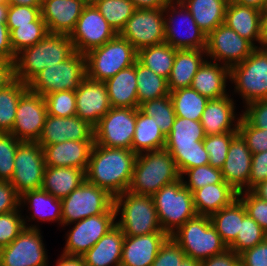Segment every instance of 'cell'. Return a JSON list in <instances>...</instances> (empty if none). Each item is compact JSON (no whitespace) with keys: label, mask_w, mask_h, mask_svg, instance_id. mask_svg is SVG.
I'll use <instances>...</instances> for the list:
<instances>
[{"label":"cell","mask_w":267,"mask_h":266,"mask_svg":"<svg viewBox=\"0 0 267 266\" xmlns=\"http://www.w3.org/2000/svg\"><path fill=\"white\" fill-rule=\"evenodd\" d=\"M136 157L132 150L94 143L85 172L86 180L116 197L128 191Z\"/></svg>","instance_id":"6da1fadb"},{"label":"cell","mask_w":267,"mask_h":266,"mask_svg":"<svg viewBox=\"0 0 267 266\" xmlns=\"http://www.w3.org/2000/svg\"><path fill=\"white\" fill-rule=\"evenodd\" d=\"M74 51L69 35L48 33L37 44L16 54L15 79L28 84L43 69L66 60Z\"/></svg>","instance_id":"7a4b0ae2"},{"label":"cell","mask_w":267,"mask_h":266,"mask_svg":"<svg viewBox=\"0 0 267 266\" xmlns=\"http://www.w3.org/2000/svg\"><path fill=\"white\" fill-rule=\"evenodd\" d=\"M171 154L164 148L137 154L128 191L153 196L163 186L180 179Z\"/></svg>","instance_id":"3957f363"},{"label":"cell","mask_w":267,"mask_h":266,"mask_svg":"<svg viewBox=\"0 0 267 266\" xmlns=\"http://www.w3.org/2000/svg\"><path fill=\"white\" fill-rule=\"evenodd\" d=\"M114 208L116 216L121 212V218L116 221V225L125 236L165 233L159 222L152 196L126 191L114 197Z\"/></svg>","instance_id":"277c9868"},{"label":"cell","mask_w":267,"mask_h":266,"mask_svg":"<svg viewBox=\"0 0 267 266\" xmlns=\"http://www.w3.org/2000/svg\"><path fill=\"white\" fill-rule=\"evenodd\" d=\"M187 257L203 261L228 249L212 225L210 216L196 215L170 236Z\"/></svg>","instance_id":"5b68a950"},{"label":"cell","mask_w":267,"mask_h":266,"mask_svg":"<svg viewBox=\"0 0 267 266\" xmlns=\"http://www.w3.org/2000/svg\"><path fill=\"white\" fill-rule=\"evenodd\" d=\"M152 198L162 230L169 237L197 215L193 194L184 185L182 177L160 188Z\"/></svg>","instance_id":"8992f818"},{"label":"cell","mask_w":267,"mask_h":266,"mask_svg":"<svg viewBox=\"0 0 267 266\" xmlns=\"http://www.w3.org/2000/svg\"><path fill=\"white\" fill-rule=\"evenodd\" d=\"M85 57L86 76L95 81L105 82L120 70L135 64L138 51L118 34L104 45L88 51Z\"/></svg>","instance_id":"52a82bcc"},{"label":"cell","mask_w":267,"mask_h":266,"mask_svg":"<svg viewBox=\"0 0 267 266\" xmlns=\"http://www.w3.org/2000/svg\"><path fill=\"white\" fill-rule=\"evenodd\" d=\"M85 77V54L74 51L66 60L39 72L28 83V89L43 97L53 92L75 91Z\"/></svg>","instance_id":"ba28073f"},{"label":"cell","mask_w":267,"mask_h":266,"mask_svg":"<svg viewBox=\"0 0 267 266\" xmlns=\"http://www.w3.org/2000/svg\"><path fill=\"white\" fill-rule=\"evenodd\" d=\"M229 80L244 103L267 99V46L255 48L243 62L233 65Z\"/></svg>","instance_id":"9c48e42d"},{"label":"cell","mask_w":267,"mask_h":266,"mask_svg":"<svg viewBox=\"0 0 267 266\" xmlns=\"http://www.w3.org/2000/svg\"><path fill=\"white\" fill-rule=\"evenodd\" d=\"M61 201L63 227L89 216L116 213L114 197L87 180Z\"/></svg>","instance_id":"30bf717a"},{"label":"cell","mask_w":267,"mask_h":266,"mask_svg":"<svg viewBox=\"0 0 267 266\" xmlns=\"http://www.w3.org/2000/svg\"><path fill=\"white\" fill-rule=\"evenodd\" d=\"M136 127V108L112 107L94 128V142L109 148L131 150Z\"/></svg>","instance_id":"8fae6325"},{"label":"cell","mask_w":267,"mask_h":266,"mask_svg":"<svg viewBox=\"0 0 267 266\" xmlns=\"http://www.w3.org/2000/svg\"><path fill=\"white\" fill-rule=\"evenodd\" d=\"M43 148L37 142H21L14 158L11 185L19 196L27 191L41 189L45 172Z\"/></svg>","instance_id":"7c38bea8"},{"label":"cell","mask_w":267,"mask_h":266,"mask_svg":"<svg viewBox=\"0 0 267 266\" xmlns=\"http://www.w3.org/2000/svg\"><path fill=\"white\" fill-rule=\"evenodd\" d=\"M26 226L8 245L0 248V266H48L40 229Z\"/></svg>","instance_id":"4fadbf2b"},{"label":"cell","mask_w":267,"mask_h":266,"mask_svg":"<svg viewBox=\"0 0 267 266\" xmlns=\"http://www.w3.org/2000/svg\"><path fill=\"white\" fill-rule=\"evenodd\" d=\"M164 9H135L119 35L139 51L165 42Z\"/></svg>","instance_id":"5bb4252c"},{"label":"cell","mask_w":267,"mask_h":266,"mask_svg":"<svg viewBox=\"0 0 267 266\" xmlns=\"http://www.w3.org/2000/svg\"><path fill=\"white\" fill-rule=\"evenodd\" d=\"M164 13H167V16H164L165 42L167 44L176 49H206L207 35L198 27L191 13L180 0H172L164 8ZM177 15L178 17H181L180 20H182L183 22H176V20L179 19H176ZM180 23L183 25V28H185L183 30L184 34L182 31L184 37L182 36V34L180 35L181 31L179 32V30H177V26ZM184 25H186L187 27Z\"/></svg>","instance_id":"9a60e30c"},{"label":"cell","mask_w":267,"mask_h":266,"mask_svg":"<svg viewBox=\"0 0 267 266\" xmlns=\"http://www.w3.org/2000/svg\"><path fill=\"white\" fill-rule=\"evenodd\" d=\"M118 33L108 24L95 5L85 6L75 28L69 35L76 52L86 54L104 45Z\"/></svg>","instance_id":"2e32d148"},{"label":"cell","mask_w":267,"mask_h":266,"mask_svg":"<svg viewBox=\"0 0 267 266\" xmlns=\"http://www.w3.org/2000/svg\"><path fill=\"white\" fill-rule=\"evenodd\" d=\"M255 49L245 38L225 23L216 27L207 35L206 57L231 68L243 62Z\"/></svg>","instance_id":"e0dca14e"},{"label":"cell","mask_w":267,"mask_h":266,"mask_svg":"<svg viewBox=\"0 0 267 266\" xmlns=\"http://www.w3.org/2000/svg\"><path fill=\"white\" fill-rule=\"evenodd\" d=\"M47 114L44 97L28 89L19 100L11 134L21 142H38Z\"/></svg>","instance_id":"ac0fdd59"},{"label":"cell","mask_w":267,"mask_h":266,"mask_svg":"<svg viewBox=\"0 0 267 266\" xmlns=\"http://www.w3.org/2000/svg\"><path fill=\"white\" fill-rule=\"evenodd\" d=\"M116 217V213H103L74 222L75 226L67 234L63 254L83 256L116 225Z\"/></svg>","instance_id":"d6986e66"},{"label":"cell","mask_w":267,"mask_h":266,"mask_svg":"<svg viewBox=\"0 0 267 266\" xmlns=\"http://www.w3.org/2000/svg\"><path fill=\"white\" fill-rule=\"evenodd\" d=\"M71 140L94 141L93 126L77 115L57 117L47 114L41 136L37 143L44 148L47 145Z\"/></svg>","instance_id":"ffe728a7"},{"label":"cell","mask_w":267,"mask_h":266,"mask_svg":"<svg viewBox=\"0 0 267 266\" xmlns=\"http://www.w3.org/2000/svg\"><path fill=\"white\" fill-rule=\"evenodd\" d=\"M76 115L95 126L112 108L105 82L95 81L87 76L75 90Z\"/></svg>","instance_id":"44dd1931"},{"label":"cell","mask_w":267,"mask_h":266,"mask_svg":"<svg viewBox=\"0 0 267 266\" xmlns=\"http://www.w3.org/2000/svg\"><path fill=\"white\" fill-rule=\"evenodd\" d=\"M252 152L237 133L231 140L225 163L221 168L223 180L238 193L248 191Z\"/></svg>","instance_id":"7402d4cb"},{"label":"cell","mask_w":267,"mask_h":266,"mask_svg":"<svg viewBox=\"0 0 267 266\" xmlns=\"http://www.w3.org/2000/svg\"><path fill=\"white\" fill-rule=\"evenodd\" d=\"M85 6L81 0H42L41 17L49 33L70 35Z\"/></svg>","instance_id":"603a6c76"},{"label":"cell","mask_w":267,"mask_h":266,"mask_svg":"<svg viewBox=\"0 0 267 266\" xmlns=\"http://www.w3.org/2000/svg\"><path fill=\"white\" fill-rule=\"evenodd\" d=\"M234 105L235 103L229 95L217 99H209L200 119L205 136L238 132L242 114H240V117L235 118L237 115L234 112Z\"/></svg>","instance_id":"cb8c5ba5"},{"label":"cell","mask_w":267,"mask_h":266,"mask_svg":"<svg viewBox=\"0 0 267 266\" xmlns=\"http://www.w3.org/2000/svg\"><path fill=\"white\" fill-rule=\"evenodd\" d=\"M168 238L166 233L125 236L120 266H151Z\"/></svg>","instance_id":"d4e9b609"},{"label":"cell","mask_w":267,"mask_h":266,"mask_svg":"<svg viewBox=\"0 0 267 266\" xmlns=\"http://www.w3.org/2000/svg\"><path fill=\"white\" fill-rule=\"evenodd\" d=\"M94 141H64L43 148L45 164L50 167H74L86 172Z\"/></svg>","instance_id":"484cf974"},{"label":"cell","mask_w":267,"mask_h":266,"mask_svg":"<svg viewBox=\"0 0 267 266\" xmlns=\"http://www.w3.org/2000/svg\"><path fill=\"white\" fill-rule=\"evenodd\" d=\"M227 79H230L229 67L205 60L194 75L190 87L208 99H217L228 95Z\"/></svg>","instance_id":"4316f807"},{"label":"cell","mask_w":267,"mask_h":266,"mask_svg":"<svg viewBox=\"0 0 267 266\" xmlns=\"http://www.w3.org/2000/svg\"><path fill=\"white\" fill-rule=\"evenodd\" d=\"M125 235L115 225L82 257L86 266H120Z\"/></svg>","instance_id":"83f0119b"},{"label":"cell","mask_w":267,"mask_h":266,"mask_svg":"<svg viewBox=\"0 0 267 266\" xmlns=\"http://www.w3.org/2000/svg\"><path fill=\"white\" fill-rule=\"evenodd\" d=\"M231 29L236 31L242 38L248 40L255 48V42L262 47L260 31V10L248 6L228 3L225 10V22Z\"/></svg>","instance_id":"f1b7e54d"},{"label":"cell","mask_w":267,"mask_h":266,"mask_svg":"<svg viewBox=\"0 0 267 266\" xmlns=\"http://www.w3.org/2000/svg\"><path fill=\"white\" fill-rule=\"evenodd\" d=\"M204 55H206L205 49L176 50L172 71L168 79L170 92L191 86L194 75L206 60L203 59Z\"/></svg>","instance_id":"f546056e"},{"label":"cell","mask_w":267,"mask_h":266,"mask_svg":"<svg viewBox=\"0 0 267 266\" xmlns=\"http://www.w3.org/2000/svg\"><path fill=\"white\" fill-rule=\"evenodd\" d=\"M192 194L197 214L206 216H211L238 198V192L225 181L206 185Z\"/></svg>","instance_id":"4dcf8cb0"},{"label":"cell","mask_w":267,"mask_h":266,"mask_svg":"<svg viewBox=\"0 0 267 266\" xmlns=\"http://www.w3.org/2000/svg\"><path fill=\"white\" fill-rule=\"evenodd\" d=\"M135 64L105 81L111 107L138 108Z\"/></svg>","instance_id":"1f68e13d"},{"label":"cell","mask_w":267,"mask_h":266,"mask_svg":"<svg viewBox=\"0 0 267 266\" xmlns=\"http://www.w3.org/2000/svg\"><path fill=\"white\" fill-rule=\"evenodd\" d=\"M85 180V171L82 169L46 166L41 189L62 200Z\"/></svg>","instance_id":"d6a6232c"},{"label":"cell","mask_w":267,"mask_h":266,"mask_svg":"<svg viewBox=\"0 0 267 266\" xmlns=\"http://www.w3.org/2000/svg\"><path fill=\"white\" fill-rule=\"evenodd\" d=\"M165 145L166 136L160 130L155 119L136 108V127L131 150L136 154H140L164 149Z\"/></svg>","instance_id":"836d02e7"},{"label":"cell","mask_w":267,"mask_h":266,"mask_svg":"<svg viewBox=\"0 0 267 266\" xmlns=\"http://www.w3.org/2000/svg\"><path fill=\"white\" fill-rule=\"evenodd\" d=\"M189 10L198 27L208 35L225 22L227 3L224 0H180Z\"/></svg>","instance_id":"e575fe53"},{"label":"cell","mask_w":267,"mask_h":266,"mask_svg":"<svg viewBox=\"0 0 267 266\" xmlns=\"http://www.w3.org/2000/svg\"><path fill=\"white\" fill-rule=\"evenodd\" d=\"M23 203L30 205L28 210H33L32 218L27 221L40 219L43 222L56 221L59 225L62 223V201L50 193L42 189L27 191L20 196V205Z\"/></svg>","instance_id":"d590c367"},{"label":"cell","mask_w":267,"mask_h":266,"mask_svg":"<svg viewBox=\"0 0 267 266\" xmlns=\"http://www.w3.org/2000/svg\"><path fill=\"white\" fill-rule=\"evenodd\" d=\"M247 215L242 201L237 198L230 205L223 207L210 216L212 225L227 247L236 239L241 221Z\"/></svg>","instance_id":"8d00e7d4"},{"label":"cell","mask_w":267,"mask_h":266,"mask_svg":"<svg viewBox=\"0 0 267 266\" xmlns=\"http://www.w3.org/2000/svg\"><path fill=\"white\" fill-rule=\"evenodd\" d=\"M205 133L200 121L177 117L171 132L166 136L165 149L199 148V141H203Z\"/></svg>","instance_id":"74e56055"},{"label":"cell","mask_w":267,"mask_h":266,"mask_svg":"<svg viewBox=\"0 0 267 266\" xmlns=\"http://www.w3.org/2000/svg\"><path fill=\"white\" fill-rule=\"evenodd\" d=\"M176 48L166 42L148 46L138 51L137 60L157 75L169 79L172 71Z\"/></svg>","instance_id":"f35d334b"},{"label":"cell","mask_w":267,"mask_h":266,"mask_svg":"<svg viewBox=\"0 0 267 266\" xmlns=\"http://www.w3.org/2000/svg\"><path fill=\"white\" fill-rule=\"evenodd\" d=\"M138 108L148 100L165 97L170 94L168 80L146 68L138 60L135 62Z\"/></svg>","instance_id":"ab89813d"},{"label":"cell","mask_w":267,"mask_h":266,"mask_svg":"<svg viewBox=\"0 0 267 266\" xmlns=\"http://www.w3.org/2000/svg\"><path fill=\"white\" fill-rule=\"evenodd\" d=\"M174 111L177 117L200 121L209 99L191 87L170 92Z\"/></svg>","instance_id":"60d3db41"},{"label":"cell","mask_w":267,"mask_h":266,"mask_svg":"<svg viewBox=\"0 0 267 266\" xmlns=\"http://www.w3.org/2000/svg\"><path fill=\"white\" fill-rule=\"evenodd\" d=\"M27 90L28 84L15 79L0 91V133H11L19 100Z\"/></svg>","instance_id":"b9f144b4"},{"label":"cell","mask_w":267,"mask_h":266,"mask_svg":"<svg viewBox=\"0 0 267 266\" xmlns=\"http://www.w3.org/2000/svg\"><path fill=\"white\" fill-rule=\"evenodd\" d=\"M95 7L118 34L135 11L130 0H99Z\"/></svg>","instance_id":"7bdbcfd3"},{"label":"cell","mask_w":267,"mask_h":266,"mask_svg":"<svg viewBox=\"0 0 267 266\" xmlns=\"http://www.w3.org/2000/svg\"><path fill=\"white\" fill-rule=\"evenodd\" d=\"M139 109L147 116L155 119V122L165 136L171 132L176 114L170 95L148 100L142 103Z\"/></svg>","instance_id":"ee69618b"},{"label":"cell","mask_w":267,"mask_h":266,"mask_svg":"<svg viewBox=\"0 0 267 266\" xmlns=\"http://www.w3.org/2000/svg\"><path fill=\"white\" fill-rule=\"evenodd\" d=\"M48 33L46 23L41 16L31 22V25L14 28L10 32V44L13 52L17 54L20 50L37 44Z\"/></svg>","instance_id":"f6af8a7d"},{"label":"cell","mask_w":267,"mask_h":266,"mask_svg":"<svg viewBox=\"0 0 267 266\" xmlns=\"http://www.w3.org/2000/svg\"><path fill=\"white\" fill-rule=\"evenodd\" d=\"M266 238L267 232L247 214L241 221L240 231L236 239L228 248L240 255L245 250L261 243Z\"/></svg>","instance_id":"bcb514c9"},{"label":"cell","mask_w":267,"mask_h":266,"mask_svg":"<svg viewBox=\"0 0 267 266\" xmlns=\"http://www.w3.org/2000/svg\"><path fill=\"white\" fill-rule=\"evenodd\" d=\"M237 133L238 132H227L205 136L203 145L208 152L210 166L219 169L223 167L231 140Z\"/></svg>","instance_id":"7dc6e473"},{"label":"cell","mask_w":267,"mask_h":266,"mask_svg":"<svg viewBox=\"0 0 267 266\" xmlns=\"http://www.w3.org/2000/svg\"><path fill=\"white\" fill-rule=\"evenodd\" d=\"M175 160L181 176L189 169L209 164L208 152L205 150L203 141H199V148L189 149H166Z\"/></svg>","instance_id":"c3c4849f"},{"label":"cell","mask_w":267,"mask_h":266,"mask_svg":"<svg viewBox=\"0 0 267 266\" xmlns=\"http://www.w3.org/2000/svg\"><path fill=\"white\" fill-rule=\"evenodd\" d=\"M44 99L49 115L57 117H71L76 115L75 91L53 92L45 95Z\"/></svg>","instance_id":"681fc988"},{"label":"cell","mask_w":267,"mask_h":266,"mask_svg":"<svg viewBox=\"0 0 267 266\" xmlns=\"http://www.w3.org/2000/svg\"><path fill=\"white\" fill-rule=\"evenodd\" d=\"M188 175V181L183 178L184 185L193 192L194 190L205 187L209 184L222 183L223 177L221 169L210 166L209 164L187 169L183 175Z\"/></svg>","instance_id":"f907efd6"},{"label":"cell","mask_w":267,"mask_h":266,"mask_svg":"<svg viewBox=\"0 0 267 266\" xmlns=\"http://www.w3.org/2000/svg\"><path fill=\"white\" fill-rule=\"evenodd\" d=\"M21 143L11 133H0V180L10 181L14 174V158Z\"/></svg>","instance_id":"816d5d0a"},{"label":"cell","mask_w":267,"mask_h":266,"mask_svg":"<svg viewBox=\"0 0 267 266\" xmlns=\"http://www.w3.org/2000/svg\"><path fill=\"white\" fill-rule=\"evenodd\" d=\"M21 210L0 215V248L8 246L27 226Z\"/></svg>","instance_id":"f5cc1de1"},{"label":"cell","mask_w":267,"mask_h":266,"mask_svg":"<svg viewBox=\"0 0 267 266\" xmlns=\"http://www.w3.org/2000/svg\"><path fill=\"white\" fill-rule=\"evenodd\" d=\"M41 16V7H29L8 4L6 12V25L11 32L19 26L31 25Z\"/></svg>","instance_id":"db71d44e"},{"label":"cell","mask_w":267,"mask_h":266,"mask_svg":"<svg viewBox=\"0 0 267 266\" xmlns=\"http://www.w3.org/2000/svg\"><path fill=\"white\" fill-rule=\"evenodd\" d=\"M238 133L242 136L252 154L267 151V129L261 130L253 127L241 116Z\"/></svg>","instance_id":"11a10c76"},{"label":"cell","mask_w":267,"mask_h":266,"mask_svg":"<svg viewBox=\"0 0 267 266\" xmlns=\"http://www.w3.org/2000/svg\"><path fill=\"white\" fill-rule=\"evenodd\" d=\"M238 198L244 204L247 214L267 232V201L258 198L251 191L239 192Z\"/></svg>","instance_id":"9f6ffc18"},{"label":"cell","mask_w":267,"mask_h":266,"mask_svg":"<svg viewBox=\"0 0 267 266\" xmlns=\"http://www.w3.org/2000/svg\"><path fill=\"white\" fill-rule=\"evenodd\" d=\"M185 257L186 254L182 248L169 237L160 247L151 266H179Z\"/></svg>","instance_id":"6f0895ef"},{"label":"cell","mask_w":267,"mask_h":266,"mask_svg":"<svg viewBox=\"0 0 267 266\" xmlns=\"http://www.w3.org/2000/svg\"><path fill=\"white\" fill-rule=\"evenodd\" d=\"M242 117L253 127L267 129V99L246 104Z\"/></svg>","instance_id":"680465c9"},{"label":"cell","mask_w":267,"mask_h":266,"mask_svg":"<svg viewBox=\"0 0 267 266\" xmlns=\"http://www.w3.org/2000/svg\"><path fill=\"white\" fill-rule=\"evenodd\" d=\"M20 207V196L10 181L0 180V215L18 210Z\"/></svg>","instance_id":"91938a15"},{"label":"cell","mask_w":267,"mask_h":266,"mask_svg":"<svg viewBox=\"0 0 267 266\" xmlns=\"http://www.w3.org/2000/svg\"><path fill=\"white\" fill-rule=\"evenodd\" d=\"M265 180H267V151L252 154L248 191Z\"/></svg>","instance_id":"94428289"},{"label":"cell","mask_w":267,"mask_h":266,"mask_svg":"<svg viewBox=\"0 0 267 266\" xmlns=\"http://www.w3.org/2000/svg\"><path fill=\"white\" fill-rule=\"evenodd\" d=\"M241 266H267V238L240 254Z\"/></svg>","instance_id":"6125c7cd"},{"label":"cell","mask_w":267,"mask_h":266,"mask_svg":"<svg viewBox=\"0 0 267 266\" xmlns=\"http://www.w3.org/2000/svg\"><path fill=\"white\" fill-rule=\"evenodd\" d=\"M200 266H241L240 255L231 249L200 261Z\"/></svg>","instance_id":"be15d7a7"},{"label":"cell","mask_w":267,"mask_h":266,"mask_svg":"<svg viewBox=\"0 0 267 266\" xmlns=\"http://www.w3.org/2000/svg\"><path fill=\"white\" fill-rule=\"evenodd\" d=\"M15 56L10 44V32L6 22H0V60L14 62Z\"/></svg>","instance_id":"e7e4bbea"},{"label":"cell","mask_w":267,"mask_h":266,"mask_svg":"<svg viewBox=\"0 0 267 266\" xmlns=\"http://www.w3.org/2000/svg\"><path fill=\"white\" fill-rule=\"evenodd\" d=\"M15 80L14 65L11 61L0 60V91Z\"/></svg>","instance_id":"03108f58"},{"label":"cell","mask_w":267,"mask_h":266,"mask_svg":"<svg viewBox=\"0 0 267 266\" xmlns=\"http://www.w3.org/2000/svg\"><path fill=\"white\" fill-rule=\"evenodd\" d=\"M135 9H164L172 0H130Z\"/></svg>","instance_id":"003e7915"},{"label":"cell","mask_w":267,"mask_h":266,"mask_svg":"<svg viewBox=\"0 0 267 266\" xmlns=\"http://www.w3.org/2000/svg\"><path fill=\"white\" fill-rule=\"evenodd\" d=\"M56 266H86L82 256H71L62 253Z\"/></svg>","instance_id":"a7ac6f4b"},{"label":"cell","mask_w":267,"mask_h":266,"mask_svg":"<svg viewBox=\"0 0 267 266\" xmlns=\"http://www.w3.org/2000/svg\"><path fill=\"white\" fill-rule=\"evenodd\" d=\"M260 31L262 47L267 46V6L260 10Z\"/></svg>","instance_id":"89a4df30"},{"label":"cell","mask_w":267,"mask_h":266,"mask_svg":"<svg viewBox=\"0 0 267 266\" xmlns=\"http://www.w3.org/2000/svg\"><path fill=\"white\" fill-rule=\"evenodd\" d=\"M250 191L258 198L267 201V180L258 183Z\"/></svg>","instance_id":"2644e50d"},{"label":"cell","mask_w":267,"mask_h":266,"mask_svg":"<svg viewBox=\"0 0 267 266\" xmlns=\"http://www.w3.org/2000/svg\"><path fill=\"white\" fill-rule=\"evenodd\" d=\"M234 3L259 10L267 6V0H235Z\"/></svg>","instance_id":"8c879c8a"},{"label":"cell","mask_w":267,"mask_h":266,"mask_svg":"<svg viewBox=\"0 0 267 266\" xmlns=\"http://www.w3.org/2000/svg\"><path fill=\"white\" fill-rule=\"evenodd\" d=\"M10 5L41 7L42 0H8Z\"/></svg>","instance_id":"753ad0ef"},{"label":"cell","mask_w":267,"mask_h":266,"mask_svg":"<svg viewBox=\"0 0 267 266\" xmlns=\"http://www.w3.org/2000/svg\"><path fill=\"white\" fill-rule=\"evenodd\" d=\"M179 266H200V261L186 256Z\"/></svg>","instance_id":"34e18365"},{"label":"cell","mask_w":267,"mask_h":266,"mask_svg":"<svg viewBox=\"0 0 267 266\" xmlns=\"http://www.w3.org/2000/svg\"><path fill=\"white\" fill-rule=\"evenodd\" d=\"M8 4H0V22L6 21V12Z\"/></svg>","instance_id":"11e5206c"},{"label":"cell","mask_w":267,"mask_h":266,"mask_svg":"<svg viewBox=\"0 0 267 266\" xmlns=\"http://www.w3.org/2000/svg\"><path fill=\"white\" fill-rule=\"evenodd\" d=\"M86 6L95 5L99 0H81Z\"/></svg>","instance_id":"2a66077c"},{"label":"cell","mask_w":267,"mask_h":266,"mask_svg":"<svg viewBox=\"0 0 267 266\" xmlns=\"http://www.w3.org/2000/svg\"><path fill=\"white\" fill-rule=\"evenodd\" d=\"M0 4H8V0H0Z\"/></svg>","instance_id":"b9fcfbb0"},{"label":"cell","mask_w":267,"mask_h":266,"mask_svg":"<svg viewBox=\"0 0 267 266\" xmlns=\"http://www.w3.org/2000/svg\"><path fill=\"white\" fill-rule=\"evenodd\" d=\"M224 1L228 4L234 2L235 0H224Z\"/></svg>","instance_id":"09005b40"}]
</instances>
